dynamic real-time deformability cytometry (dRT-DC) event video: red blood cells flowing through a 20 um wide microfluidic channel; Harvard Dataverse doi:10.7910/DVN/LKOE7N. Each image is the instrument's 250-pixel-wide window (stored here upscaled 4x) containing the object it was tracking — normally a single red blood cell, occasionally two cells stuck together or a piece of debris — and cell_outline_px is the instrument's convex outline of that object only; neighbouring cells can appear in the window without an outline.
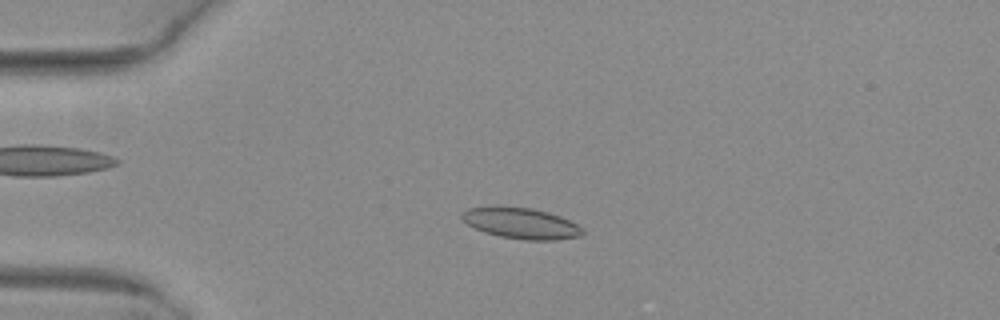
{"species": "common noctule bat (a hibernating species)", "species_latin": "Nyctalus noctula", "temperature_condition": "warm", "stored_images_in_passage": 52, "camera_frame_rate_fps": 3000, "um_per_image_px": 0.085, "animal": {"sex": "female", "body_mass_g": 29.2, "forearm_length_mm": 56.3}, "frame": {"image": 1, "passage_image": 13, "time_ms": 4.0, "image_size_px": [1000, 320], "cell_outline_px": [[584, 236], [556, 240], [524, 240], [500, 236], [484, 232], [460, 220], [460, 212], [468, 208], [532, 208], [548, 212], [560, 216], [584, 228]], "centroid_in_image_um": [44.33, 19.01], "position_along_channel_um": 40.7, "area_um2": 21.5}}
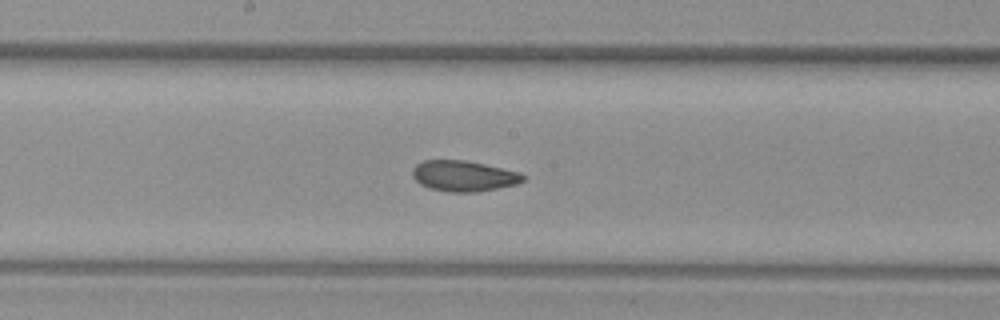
{"frame": {"image": 2, "passage_image": 28, "time_ms": 9.0, "image_size_px": [1000, 320], "cell_outline_px": [[524, 180], [516, 184], [476, 192], [448, 192], [428, 188], [420, 184], [412, 176], [412, 168], [416, 164], [424, 160], [464, 160], [484, 164], [520, 172], [524, 176]], "centroid_in_image_um": [39.37, 14.96], "position_along_channel_um": 208.8, "area_um2": 19.77}}
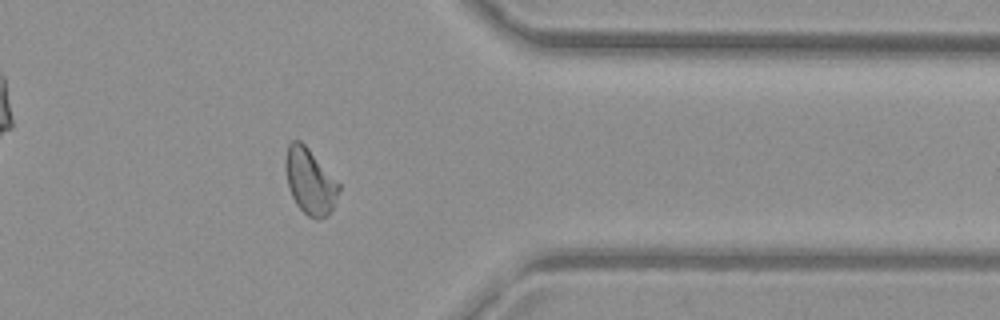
{"frame": {"image": 3, "passage_image": 42, "time_ms": 13.667, "image_size_px": [1000, 320], "cell_outline_px": [[340, 188], [332, 208], [328, 216], [308, 216], [296, 204], [288, 188], [284, 168], [284, 160], [288, 144], [292, 140], [300, 140], [308, 148], [340, 184]], "centroid_in_image_um": [26.3, 15.36], "position_along_channel_um": 385.1, "area_um2": 20.17}, "authors_computed_cell_mechanics": {"area_um2": 20.6924, "velocity_mm_per_s": 4.0269, "shape_relaxation_time_tau1_ms": 8.4705, "shape_relaxation_time_tau2_ms": 1.7512, "deformation_change_tau1": 0.1805, "deformation_change_tau2": 0.0538}}